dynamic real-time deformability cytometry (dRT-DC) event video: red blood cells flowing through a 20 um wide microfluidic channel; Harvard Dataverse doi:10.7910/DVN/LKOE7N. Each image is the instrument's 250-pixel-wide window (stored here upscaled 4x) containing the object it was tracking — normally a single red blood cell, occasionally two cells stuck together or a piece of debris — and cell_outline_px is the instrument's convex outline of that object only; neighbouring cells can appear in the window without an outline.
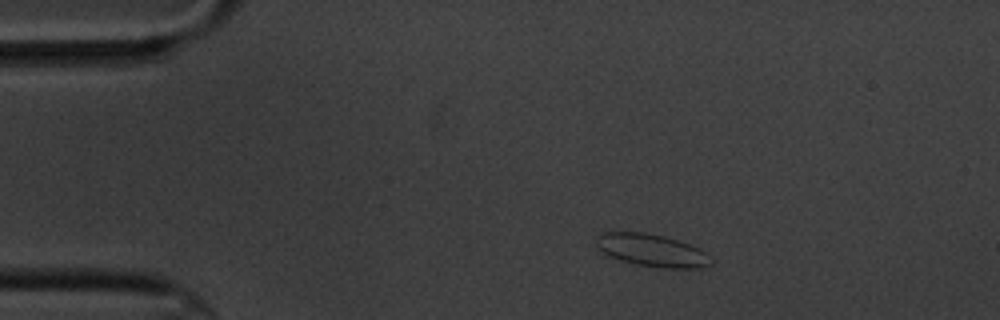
{"species": "common noctule bat (a hibernating species)", "species_latin": "Nyctalus noctula", "temperature_condition": "cold", "stored_images_in_passage": 5, "camera_frame_rate_fps": 3000, "um_per_image_px": 0.085, "animal": {"sex": "male", "body_mass_g": 20.1, "forearm_length_mm": 53.5}, "frame": {"image": 1, "passage_image": 1, "time_ms": 0.0, "image_size_px": [1000, 320], "cell_outline_px": [[712, 264], [700, 268], [664, 268], [636, 264], [620, 260], [608, 256], [596, 244], [596, 236], [604, 232], [644, 232], [664, 236], [700, 248], [712, 260]], "centroid_in_image_um": [55.4, 21.28], "position_along_channel_um": 29.6, "area_um2": 21.56}}
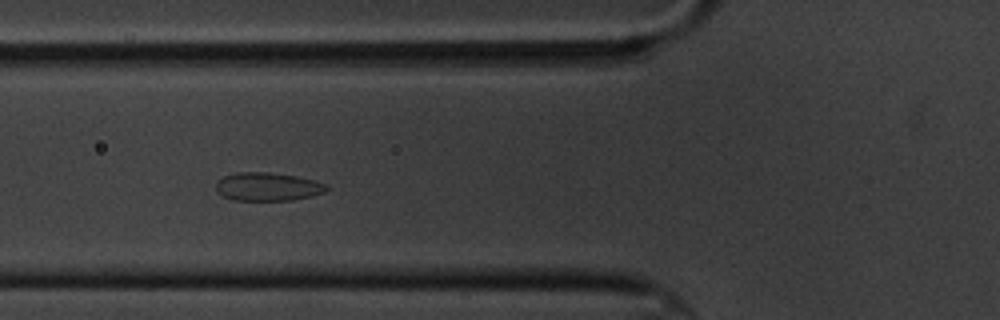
{"frame": {"image": 2, "passage_image": 4, "time_ms": 3.667, "image_size_px": [1000, 320], "cell_outline_px": [[328, 188], [324, 192], [312, 196], [292, 200], [232, 200], [216, 192], [216, 180], [224, 176], [236, 172], [268, 172], [296, 176], [328, 184]], "centroid_in_image_um": [22.72, 15.86], "position_along_channel_um": 103.1, "area_um2": 18.32}}
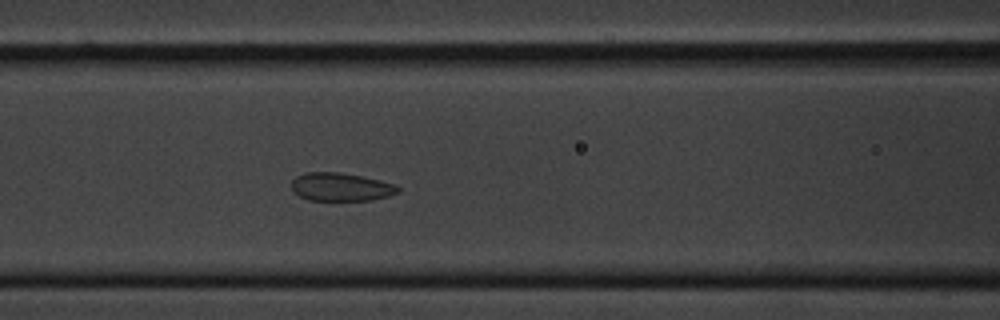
{"frame": {"image": 3, "passage_image": 5, "time_ms": 4.667, "image_size_px": [1000, 320], "cell_outline_px": [[400, 192], [388, 196], [372, 200], [308, 200], [292, 192], [292, 180], [296, 176], [304, 172], [340, 172], [380, 180], [396, 184], [400, 188]], "centroid_in_image_um": [28.97, 15.89], "position_along_channel_um": 137.6, "area_um2": 17.63}}